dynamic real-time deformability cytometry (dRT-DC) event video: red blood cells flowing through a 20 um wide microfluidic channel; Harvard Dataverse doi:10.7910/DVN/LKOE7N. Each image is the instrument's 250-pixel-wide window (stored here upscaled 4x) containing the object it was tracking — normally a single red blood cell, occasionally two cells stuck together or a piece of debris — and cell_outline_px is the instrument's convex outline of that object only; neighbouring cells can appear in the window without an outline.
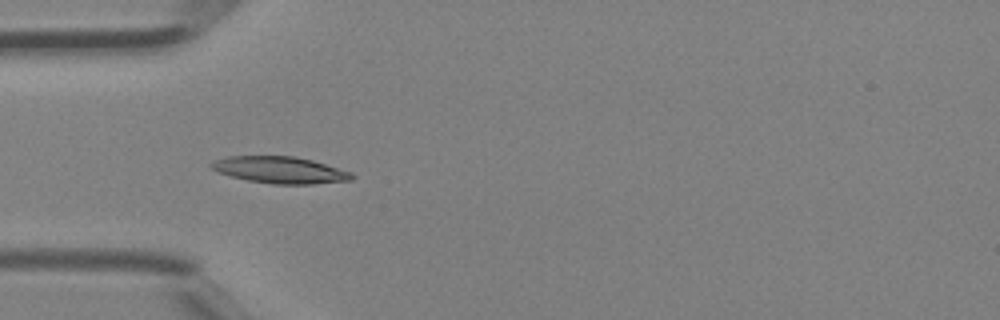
{"species": "Egyptian fruit bat (a non-hibernating species)", "species_latin": "Rousettus aegyptiacus", "temperature_condition": "room temperature", "stored_images_in_passage": 41, "camera_frame_rate_fps": 3000, "um_per_image_px": 0.085, "animal": {"sex": "female"}, "frame": {"image": 1, "passage_image": 12, "time_ms": 3.667, "image_size_px": [1000, 320], "cell_outline_px": [[356, 176], [352, 180], [312, 184], [272, 184], [248, 180], [232, 176], [220, 172], [212, 168], [208, 164], [216, 160], [228, 156], [296, 156], [312, 160], [352, 172]], "centroid_in_image_um": [23.85, 14.44], "position_along_channel_um": 61.1, "area_um2": 21.79}}
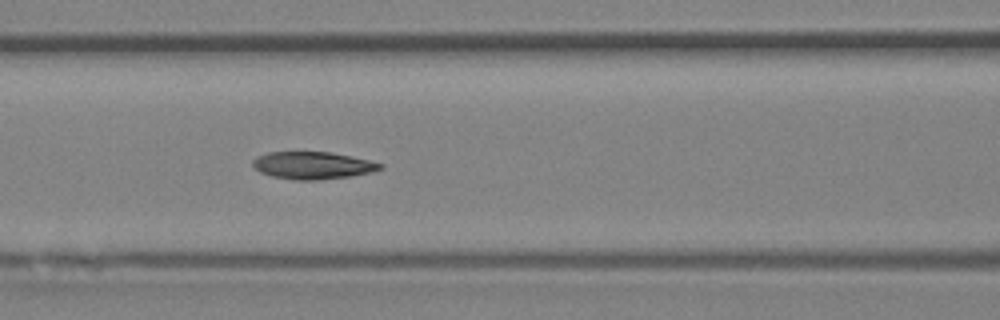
{"frame": {"image": 2, "passage_image": 17, "time_ms": 5.333, "image_size_px": [1000, 320], "cell_outline_px": [[384, 168], [352, 176], [320, 180], [296, 180], [272, 176], [260, 172], [252, 164], [252, 160], [256, 156], [268, 152], [332, 152], [368, 160], [384, 164]], "centroid_in_image_um": [26.57, 14.06], "position_along_channel_um": 140.0, "area_um2": 20.29}}
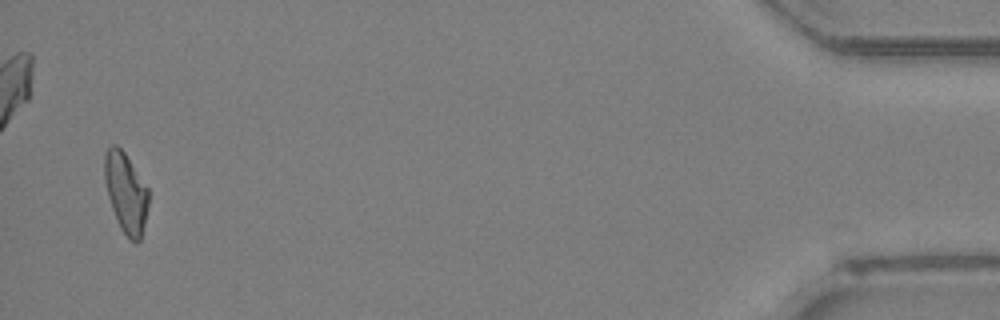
{"frame": {"image": 3, "passage_image": 40, "time_ms": 13.0, "image_size_px": [1000, 320], "cell_outline_px": [[148, 204], [144, 224], [140, 240], [136, 244], [120, 228], [116, 220], [108, 196], [104, 180], [104, 156], [108, 148], [112, 144], [116, 144], [124, 152], [148, 188]], "centroid_in_image_um": [10.68, 16.36], "position_along_channel_um": 424.5, "area_um2": 20.29}}